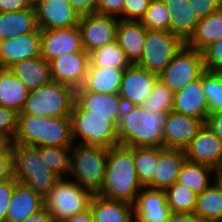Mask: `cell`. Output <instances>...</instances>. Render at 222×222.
<instances>
[{"mask_svg": "<svg viewBox=\"0 0 222 222\" xmlns=\"http://www.w3.org/2000/svg\"><path fill=\"white\" fill-rule=\"evenodd\" d=\"M167 113L149 112L141 105L125 106L118 122L119 144L125 147H164Z\"/></svg>", "mask_w": 222, "mask_h": 222, "instance_id": "obj_2", "label": "cell"}, {"mask_svg": "<svg viewBox=\"0 0 222 222\" xmlns=\"http://www.w3.org/2000/svg\"><path fill=\"white\" fill-rule=\"evenodd\" d=\"M44 207V199L31 188L17 183L9 204L5 222H22Z\"/></svg>", "mask_w": 222, "mask_h": 222, "instance_id": "obj_24", "label": "cell"}, {"mask_svg": "<svg viewBox=\"0 0 222 222\" xmlns=\"http://www.w3.org/2000/svg\"><path fill=\"white\" fill-rule=\"evenodd\" d=\"M74 101L75 90L71 86L51 81L38 89L29 91L19 115L70 117Z\"/></svg>", "mask_w": 222, "mask_h": 222, "instance_id": "obj_6", "label": "cell"}, {"mask_svg": "<svg viewBox=\"0 0 222 222\" xmlns=\"http://www.w3.org/2000/svg\"><path fill=\"white\" fill-rule=\"evenodd\" d=\"M124 0H98L96 13L111 15L122 20V8Z\"/></svg>", "mask_w": 222, "mask_h": 222, "instance_id": "obj_46", "label": "cell"}, {"mask_svg": "<svg viewBox=\"0 0 222 222\" xmlns=\"http://www.w3.org/2000/svg\"><path fill=\"white\" fill-rule=\"evenodd\" d=\"M146 30L140 21L119 20L116 41L131 64L142 57Z\"/></svg>", "mask_w": 222, "mask_h": 222, "instance_id": "obj_23", "label": "cell"}, {"mask_svg": "<svg viewBox=\"0 0 222 222\" xmlns=\"http://www.w3.org/2000/svg\"><path fill=\"white\" fill-rule=\"evenodd\" d=\"M160 160V147H134V164L139 182L147 187L153 180Z\"/></svg>", "mask_w": 222, "mask_h": 222, "instance_id": "obj_34", "label": "cell"}, {"mask_svg": "<svg viewBox=\"0 0 222 222\" xmlns=\"http://www.w3.org/2000/svg\"><path fill=\"white\" fill-rule=\"evenodd\" d=\"M13 177L12 151H0V182L12 179Z\"/></svg>", "mask_w": 222, "mask_h": 222, "instance_id": "obj_47", "label": "cell"}, {"mask_svg": "<svg viewBox=\"0 0 222 222\" xmlns=\"http://www.w3.org/2000/svg\"><path fill=\"white\" fill-rule=\"evenodd\" d=\"M205 71L201 51L189 48L184 44L175 54L172 61L159 74V79L173 93L180 91L190 82L198 79Z\"/></svg>", "mask_w": 222, "mask_h": 222, "instance_id": "obj_10", "label": "cell"}, {"mask_svg": "<svg viewBox=\"0 0 222 222\" xmlns=\"http://www.w3.org/2000/svg\"><path fill=\"white\" fill-rule=\"evenodd\" d=\"M193 215L202 222H222V190L213 183L197 195Z\"/></svg>", "mask_w": 222, "mask_h": 222, "instance_id": "obj_32", "label": "cell"}, {"mask_svg": "<svg viewBox=\"0 0 222 222\" xmlns=\"http://www.w3.org/2000/svg\"><path fill=\"white\" fill-rule=\"evenodd\" d=\"M184 150L160 147V160L154 180L147 186L153 190H166L178 181L181 168L186 161Z\"/></svg>", "mask_w": 222, "mask_h": 222, "instance_id": "obj_22", "label": "cell"}, {"mask_svg": "<svg viewBox=\"0 0 222 222\" xmlns=\"http://www.w3.org/2000/svg\"><path fill=\"white\" fill-rule=\"evenodd\" d=\"M0 151H12L11 143L0 134Z\"/></svg>", "mask_w": 222, "mask_h": 222, "instance_id": "obj_55", "label": "cell"}, {"mask_svg": "<svg viewBox=\"0 0 222 222\" xmlns=\"http://www.w3.org/2000/svg\"><path fill=\"white\" fill-rule=\"evenodd\" d=\"M185 43L169 31L146 30L141 59L136 63L159 75Z\"/></svg>", "mask_w": 222, "mask_h": 222, "instance_id": "obj_9", "label": "cell"}, {"mask_svg": "<svg viewBox=\"0 0 222 222\" xmlns=\"http://www.w3.org/2000/svg\"><path fill=\"white\" fill-rule=\"evenodd\" d=\"M9 69L25 84L29 91L52 81L50 62L42 56L14 63Z\"/></svg>", "mask_w": 222, "mask_h": 222, "instance_id": "obj_26", "label": "cell"}, {"mask_svg": "<svg viewBox=\"0 0 222 222\" xmlns=\"http://www.w3.org/2000/svg\"><path fill=\"white\" fill-rule=\"evenodd\" d=\"M63 222H94L90 208L64 220Z\"/></svg>", "mask_w": 222, "mask_h": 222, "instance_id": "obj_53", "label": "cell"}, {"mask_svg": "<svg viewBox=\"0 0 222 222\" xmlns=\"http://www.w3.org/2000/svg\"><path fill=\"white\" fill-rule=\"evenodd\" d=\"M28 93L25 84L9 68L0 67V106L20 113Z\"/></svg>", "mask_w": 222, "mask_h": 222, "instance_id": "obj_30", "label": "cell"}, {"mask_svg": "<svg viewBox=\"0 0 222 222\" xmlns=\"http://www.w3.org/2000/svg\"><path fill=\"white\" fill-rule=\"evenodd\" d=\"M18 115L13 109L0 106V134L10 143L14 141L17 133Z\"/></svg>", "mask_w": 222, "mask_h": 222, "instance_id": "obj_41", "label": "cell"}, {"mask_svg": "<svg viewBox=\"0 0 222 222\" xmlns=\"http://www.w3.org/2000/svg\"><path fill=\"white\" fill-rule=\"evenodd\" d=\"M89 63V53L84 49L54 58L50 61L52 81L69 85L76 90L84 83Z\"/></svg>", "mask_w": 222, "mask_h": 222, "instance_id": "obj_13", "label": "cell"}, {"mask_svg": "<svg viewBox=\"0 0 222 222\" xmlns=\"http://www.w3.org/2000/svg\"><path fill=\"white\" fill-rule=\"evenodd\" d=\"M124 70L114 67L89 66L82 87L76 90H89L103 94L119 93Z\"/></svg>", "mask_w": 222, "mask_h": 222, "instance_id": "obj_28", "label": "cell"}, {"mask_svg": "<svg viewBox=\"0 0 222 222\" xmlns=\"http://www.w3.org/2000/svg\"><path fill=\"white\" fill-rule=\"evenodd\" d=\"M213 168L204 164L193 163L186 160L179 173L178 181L199 195L212 183Z\"/></svg>", "mask_w": 222, "mask_h": 222, "instance_id": "obj_33", "label": "cell"}, {"mask_svg": "<svg viewBox=\"0 0 222 222\" xmlns=\"http://www.w3.org/2000/svg\"><path fill=\"white\" fill-rule=\"evenodd\" d=\"M222 38V7L200 19L193 35L185 43L189 48L203 51Z\"/></svg>", "mask_w": 222, "mask_h": 222, "instance_id": "obj_31", "label": "cell"}, {"mask_svg": "<svg viewBox=\"0 0 222 222\" xmlns=\"http://www.w3.org/2000/svg\"><path fill=\"white\" fill-rule=\"evenodd\" d=\"M202 54L205 70L211 72L222 71V38L206 47Z\"/></svg>", "mask_w": 222, "mask_h": 222, "instance_id": "obj_42", "label": "cell"}, {"mask_svg": "<svg viewBox=\"0 0 222 222\" xmlns=\"http://www.w3.org/2000/svg\"><path fill=\"white\" fill-rule=\"evenodd\" d=\"M75 102L90 116H113L119 122L125 105L119 93L103 94L89 90H75Z\"/></svg>", "mask_w": 222, "mask_h": 222, "instance_id": "obj_20", "label": "cell"}, {"mask_svg": "<svg viewBox=\"0 0 222 222\" xmlns=\"http://www.w3.org/2000/svg\"><path fill=\"white\" fill-rule=\"evenodd\" d=\"M135 222H166L171 214L165 190L143 187L133 203Z\"/></svg>", "mask_w": 222, "mask_h": 222, "instance_id": "obj_19", "label": "cell"}, {"mask_svg": "<svg viewBox=\"0 0 222 222\" xmlns=\"http://www.w3.org/2000/svg\"><path fill=\"white\" fill-rule=\"evenodd\" d=\"M174 93L161 79H158L150 96L142 103L149 112L169 113L173 109Z\"/></svg>", "mask_w": 222, "mask_h": 222, "instance_id": "obj_38", "label": "cell"}, {"mask_svg": "<svg viewBox=\"0 0 222 222\" xmlns=\"http://www.w3.org/2000/svg\"><path fill=\"white\" fill-rule=\"evenodd\" d=\"M17 183L18 181L14 177L0 182V222L6 221L9 204Z\"/></svg>", "mask_w": 222, "mask_h": 222, "instance_id": "obj_44", "label": "cell"}, {"mask_svg": "<svg viewBox=\"0 0 222 222\" xmlns=\"http://www.w3.org/2000/svg\"><path fill=\"white\" fill-rule=\"evenodd\" d=\"M89 61V66L126 69L131 65L117 41L91 52L89 54Z\"/></svg>", "mask_w": 222, "mask_h": 222, "instance_id": "obj_35", "label": "cell"}, {"mask_svg": "<svg viewBox=\"0 0 222 222\" xmlns=\"http://www.w3.org/2000/svg\"><path fill=\"white\" fill-rule=\"evenodd\" d=\"M34 7V0H0V12H17Z\"/></svg>", "mask_w": 222, "mask_h": 222, "instance_id": "obj_48", "label": "cell"}, {"mask_svg": "<svg viewBox=\"0 0 222 222\" xmlns=\"http://www.w3.org/2000/svg\"><path fill=\"white\" fill-rule=\"evenodd\" d=\"M186 159L193 163L204 164L212 168L222 163V142L204 124L184 150Z\"/></svg>", "mask_w": 222, "mask_h": 222, "instance_id": "obj_18", "label": "cell"}, {"mask_svg": "<svg viewBox=\"0 0 222 222\" xmlns=\"http://www.w3.org/2000/svg\"><path fill=\"white\" fill-rule=\"evenodd\" d=\"M22 222H55L51 213L48 211L46 207H43L39 211L35 212L32 215H29Z\"/></svg>", "mask_w": 222, "mask_h": 222, "instance_id": "obj_51", "label": "cell"}, {"mask_svg": "<svg viewBox=\"0 0 222 222\" xmlns=\"http://www.w3.org/2000/svg\"><path fill=\"white\" fill-rule=\"evenodd\" d=\"M41 56V29L1 40L0 67L9 68L14 63Z\"/></svg>", "mask_w": 222, "mask_h": 222, "instance_id": "obj_17", "label": "cell"}, {"mask_svg": "<svg viewBox=\"0 0 222 222\" xmlns=\"http://www.w3.org/2000/svg\"><path fill=\"white\" fill-rule=\"evenodd\" d=\"M166 222H202V221H200L193 214L171 212Z\"/></svg>", "mask_w": 222, "mask_h": 222, "instance_id": "obj_52", "label": "cell"}, {"mask_svg": "<svg viewBox=\"0 0 222 222\" xmlns=\"http://www.w3.org/2000/svg\"><path fill=\"white\" fill-rule=\"evenodd\" d=\"M142 188L134 164V147L109 148L104 183L97 195L133 204Z\"/></svg>", "mask_w": 222, "mask_h": 222, "instance_id": "obj_1", "label": "cell"}, {"mask_svg": "<svg viewBox=\"0 0 222 222\" xmlns=\"http://www.w3.org/2000/svg\"><path fill=\"white\" fill-rule=\"evenodd\" d=\"M40 153L46 165L61 178L70 173L71 147H40Z\"/></svg>", "mask_w": 222, "mask_h": 222, "instance_id": "obj_37", "label": "cell"}, {"mask_svg": "<svg viewBox=\"0 0 222 222\" xmlns=\"http://www.w3.org/2000/svg\"><path fill=\"white\" fill-rule=\"evenodd\" d=\"M159 75L139 67L128 66L122 75L119 95L125 106H137L150 96Z\"/></svg>", "mask_w": 222, "mask_h": 222, "instance_id": "obj_12", "label": "cell"}, {"mask_svg": "<svg viewBox=\"0 0 222 222\" xmlns=\"http://www.w3.org/2000/svg\"><path fill=\"white\" fill-rule=\"evenodd\" d=\"M83 49L79 25L41 30V56L48 62L61 55Z\"/></svg>", "mask_w": 222, "mask_h": 222, "instance_id": "obj_15", "label": "cell"}, {"mask_svg": "<svg viewBox=\"0 0 222 222\" xmlns=\"http://www.w3.org/2000/svg\"><path fill=\"white\" fill-rule=\"evenodd\" d=\"M163 1L171 12L170 32L186 43L193 35L199 23V18L196 16L188 0Z\"/></svg>", "mask_w": 222, "mask_h": 222, "instance_id": "obj_27", "label": "cell"}, {"mask_svg": "<svg viewBox=\"0 0 222 222\" xmlns=\"http://www.w3.org/2000/svg\"><path fill=\"white\" fill-rule=\"evenodd\" d=\"M34 9L41 30L68 28L79 24L80 15L67 0H34Z\"/></svg>", "mask_w": 222, "mask_h": 222, "instance_id": "obj_14", "label": "cell"}, {"mask_svg": "<svg viewBox=\"0 0 222 222\" xmlns=\"http://www.w3.org/2000/svg\"><path fill=\"white\" fill-rule=\"evenodd\" d=\"M170 17L171 12L163 0H151L140 22L146 29L170 32Z\"/></svg>", "mask_w": 222, "mask_h": 222, "instance_id": "obj_39", "label": "cell"}, {"mask_svg": "<svg viewBox=\"0 0 222 222\" xmlns=\"http://www.w3.org/2000/svg\"><path fill=\"white\" fill-rule=\"evenodd\" d=\"M151 0H124L122 8V20L141 21Z\"/></svg>", "mask_w": 222, "mask_h": 222, "instance_id": "obj_43", "label": "cell"}, {"mask_svg": "<svg viewBox=\"0 0 222 222\" xmlns=\"http://www.w3.org/2000/svg\"><path fill=\"white\" fill-rule=\"evenodd\" d=\"M202 85L209 112L222 111V73L205 70L202 74Z\"/></svg>", "mask_w": 222, "mask_h": 222, "instance_id": "obj_40", "label": "cell"}, {"mask_svg": "<svg viewBox=\"0 0 222 222\" xmlns=\"http://www.w3.org/2000/svg\"><path fill=\"white\" fill-rule=\"evenodd\" d=\"M67 1L80 16L96 13L98 0H67Z\"/></svg>", "mask_w": 222, "mask_h": 222, "instance_id": "obj_49", "label": "cell"}, {"mask_svg": "<svg viewBox=\"0 0 222 222\" xmlns=\"http://www.w3.org/2000/svg\"><path fill=\"white\" fill-rule=\"evenodd\" d=\"M196 16L200 19L206 18L214 11L222 7V0H188Z\"/></svg>", "mask_w": 222, "mask_h": 222, "instance_id": "obj_45", "label": "cell"}, {"mask_svg": "<svg viewBox=\"0 0 222 222\" xmlns=\"http://www.w3.org/2000/svg\"><path fill=\"white\" fill-rule=\"evenodd\" d=\"M119 19L111 15L92 13L80 16L82 46L89 54L116 41Z\"/></svg>", "mask_w": 222, "mask_h": 222, "instance_id": "obj_11", "label": "cell"}, {"mask_svg": "<svg viewBox=\"0 0 222 222\" xmlns=\"http://www.w3.org/2000/svg\"><path fill=\"white\" fill-rule=\"evenodd\" d=\"M13 176L44 198L61 179L42 159L40 147L11 143Z\"/></svg>", "mask_w": 222, "mask_h": 222, "instance_id": "obj_4", "label": "cell"}, {"mask_svg": "<svg viewBox=\"0 0 222 222\" xmlns=\"http://www.w3.org/2000/svg\"><path fill=\"white\" fill-rule=\"evenodd\" d=\"M74 142L102 146H118V122L113 116H90L75 101L70 113Z\"/></svg>", "mask_w": 222, "mask_h": 222, "instance_id": "obj_7", "label": "cell"}, {"mask_svg": "<svg viewBox=\"0 0 222 222\" xmlns=\"http://www.w3.org/2000/svg\"><path fill=\"white\" fill-rule=\"evenodd\" d=\"M205 124L222 142V111L209 113Z\"/></svg>", "mask_w": 222, "mask_h": 222, "instance_id": "obj_50", "label": "cell"}, {"mask_svg": "<svg viewBox=\"0 0 222 222\" xmlns=\"http://www.w3.org/2000/svg\"><path fill=\"white\" fill-rule=\"evenodd\" d=\"M204 124L203 120L170 111L163 130L164 148L185 150Z\"/></svg>", "mask_w": 222, "mask_h": 222, "instance_id": "obj_16", "label": "cell"}, {"mask_svg": "<svg viewBox=\"0 0 222 222\" xmlns=\"http://www.w3.org/2000/svg\"><path fill=\"white\" fill-rule=\"evenodd\" d=\"M165 193L171 212L194 213L197 194L187 186L175 182L165 190Z\"/></svg>", "mask_w": 222, "mask_h": 222, "instance_id": "obj_36", "label": "cell"}, {"mask_svg": "<svg viewBox=\"0 0 222 222\" xmlns=\"http://www.w3.org/2000/svg\"><path fill=\"white\" fill-rule=\"evenodd\" d=\"M93 193L84 189L69 178H61L43 198L55 222L74 216L90 208Z\"/></svg>", "mask_w": 222, "mask_h": 222, "instance_id": "obj_8", "label": "cell"}, {"mask_svg": "<svg viewBox=\"0 0 222 222\" xmlns=\"http://www.w3.org/2000/svg\"><path fill=\"white\" fill-rule=\"evenodd\" d=\"M213 183L222 190V163L213 168Z\"/></svg>", "mask_w": 222, "mask_h": 222, "instance_id": "obj_54", "label": "cell"}, {"mask_svg": "<svg viewBox=\"0 0 222 222\" xmlns=\"http://www.w3.org/2000/svg\"><path fill=\"white\" fill-rule=\"evenodd\" d=\"M34 7L17 12H0V39L6 40L38 29Z\"/></svg>", "mask_w": 222, "mask_h": 222, "instance_id": "obj_29", "label": "cell"}, {"mask_svg": "<svg viewBox=\"0 0 222 222\" xmlns=\"http://www.w3.org/2000/svg\"><path fill=\"white\" fill-rule=\"evenodd\" d=\"M107 153L106 147L74 142L68 178L97 194L104 183Z\"/></svg>", "mask_w": 222, "mask_h": 222, "instance_id": "obj_5", "label": "cell"}, {"mask_svg": "<svg viewBox=\"0 0 222 222\" xmlns=\"http://www.w3.org/2000/svg\"><path fill=\"white\" fill-rule=\"evenodd\" d=\"M172 111L192 116L206 122L209 115L208 102L203 91L202 75L174 93Z\"/></svg>", "mask_w": 222, "mask_h": 222, "instance_id": "obj_21", "label": "cell"}, {"mask_svg": "<svg viewBox=\"0 0 222 222\" xmlns=\"http://www.w3.org/2000/svg\"><path fill=\"white\" fill-rule=\"evenodd\" d=\"M12 143L36 147H71L74 143L71 119L18 115L17 133Z\"/></svg>", "mask_w": 222, "mask_h": 222, "instance_id": "obj_3", "label": "cell"}, {"mask_svg": "<svg viewBox=\"0 0 222 222\" xmlns=\"http://www.w3.org/2000/svg\"><path fill=\"white\" fill-rule=\"evenodd\" d=\"M94 222H135L133 204L94 194L90 202Z\"/></svg>", "mask_w": 222, "mask_h": 222, "instance_id": "obj_25", "label": "cell"}]
</instances>
